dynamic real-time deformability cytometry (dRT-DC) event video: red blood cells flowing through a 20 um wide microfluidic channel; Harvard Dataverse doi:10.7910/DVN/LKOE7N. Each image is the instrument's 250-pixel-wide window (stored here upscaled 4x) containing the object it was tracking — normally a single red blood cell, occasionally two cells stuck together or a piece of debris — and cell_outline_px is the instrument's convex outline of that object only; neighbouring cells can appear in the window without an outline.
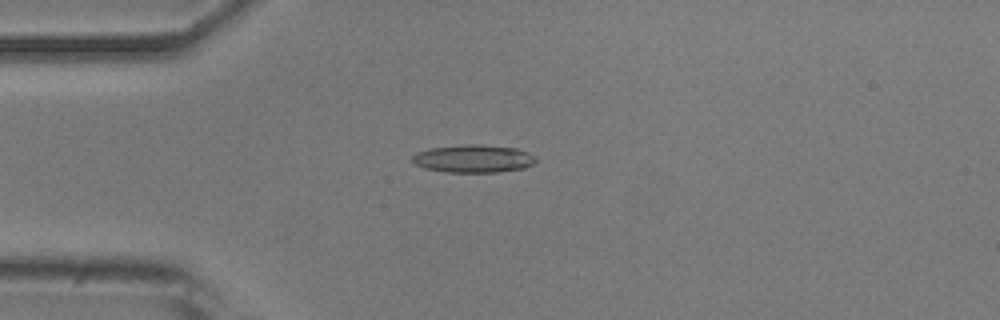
{"species": "common noctule bat (a hibernating species)", "species_latin": "Nyctalus noctula", "temperature_condition": "room temperature", "stored_images_in_passage": 52, "camera_frame_rate_fps": 3000, "um_per_image_px": 0.085, "animal": {"sex": "male", "body_mass_g": 20.5, "forearm_length_mm": 52.5}, "frame": {"image": 1, "passage_image": 13, "time_ms": 4.0, "image_size_px": [1000, 320], "cell_outline_px": [[536, 160], [532, 164], [524, 168], [496, 172], [444, 172], [424, 168], [416, 164], [412, 160], [412, 156], [416, 152], [428, 148], [464, 144], [480, 144], [516, 148], [528, 152], [536, 156]], "centroid_in_image_um": [40.22, 13.48], "position_along_channel_um": 44.8, "area_um2": 20.17}}
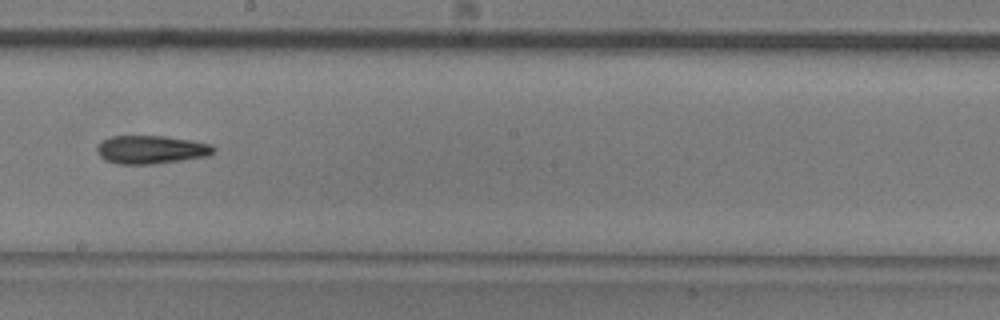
{"frame": {"image": 2, "passage_image": 29, "time_ms": 9.333, "image_size_px": [1000, 320], "cell_outline_px": [[216, 148], [208, 156], [152, 164], [116, 164], [104, 160], [96, 152], [96, 148], [104, 140], [112, 136], [164, 136], [192, 140], [212, 144]], "centroid_in_image_um": [12.84, 12.72], "position_along_channel_um": 235.4, "area_um2": 19.19}}
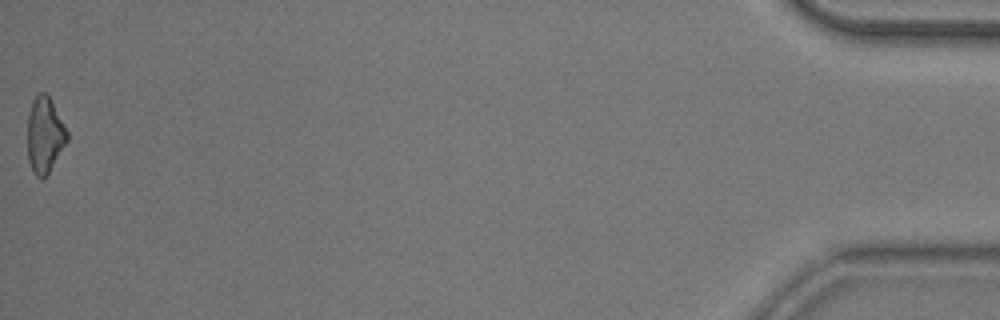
{"frame": {"image": 3, "passage_image": 52, "time_ms": 17.0, "image_size_px": [1000, 320], "cell_outline_px": [[68, 140], [48, 172], [44, 176], [36, 176], [32, 172], [28, 160], [28, 116], [32, 100], [40, 92], [44, 92], [48, 96], [64, 124], [68, 132]], "centroid_in_image_um": [3.79, 11.47], "position_along_channel_um": 431.4, "area_um2": 17.11}, "authors_computed_cell_mechanics": {"area_um2": 19.0162, "velocity_mm_per_s": 3.865, "shape_relaxation_time_tau1_ms": 8.8209, "shape_relaxation_time_tau2_ms": null, "deformation_change_tau1": 0.1941, "deformation_change_tau2": null}}